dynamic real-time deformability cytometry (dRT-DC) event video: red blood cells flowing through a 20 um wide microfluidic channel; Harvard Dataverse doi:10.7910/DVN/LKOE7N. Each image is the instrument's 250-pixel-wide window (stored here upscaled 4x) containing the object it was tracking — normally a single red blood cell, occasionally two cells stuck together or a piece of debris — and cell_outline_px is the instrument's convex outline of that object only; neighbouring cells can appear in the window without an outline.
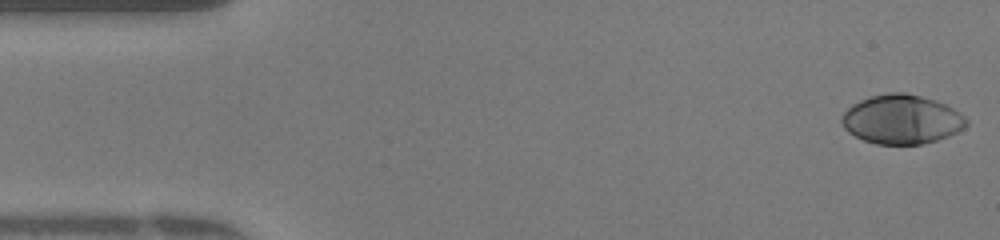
{"species": "human", "species_latin": "Homo sapiens", "temperature_condition": "warm", "stored_images_in_passage": 48, "camera_frame_rate_fps": 3000, "um_per_image_px": 0.085, "donor": {"sex": "female"}, "frame": {"image": 1, "passage_image": 1, "time_ms": 0.0, "image_size_px": [1000, 240], "cell_outline_px": [[968, 124], [964, 128], [948, 136], [936, 140], [920, 144], [876, 144], [864, 140], [848, 132], [844, 128], [840, 120], [844, 112], [852, 104], [860, 100], [872, 96], [888, 92], [904, 92], [936, 100], [952, 108], [964, 116], [968, 120]], "centroid_in_image_um": [76.63, 10.14], "position_along_channel_um": 8.4, "area_um2": 35.6}}
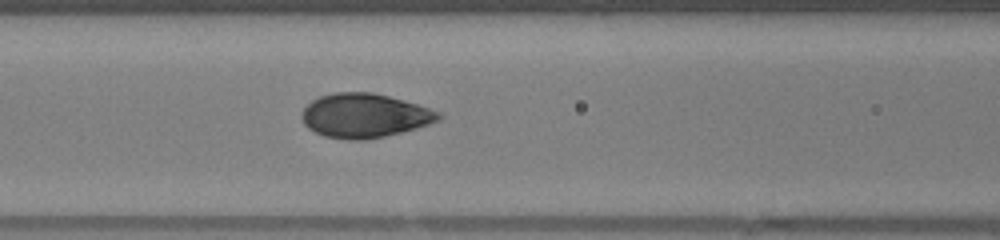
{"frame": {"image": 2, "passage_image": 19, "time_ms": 6.0, "image_size_px": [1000, 240], "cell_outline_px": [[444, 116], [440, 120], [416, 128], [384, 136], [364, 140], [348, 140], [324, 136], [308, 128], [304, 124], [304, 108], [312, 100], [320, 96], [336, 92], [372, 92], [404, 100], [440, 112]], "centroid_in_image_um": [31.01, 9.82], "position_along_channel_um": 135.6, "area_um2": 34.85}}
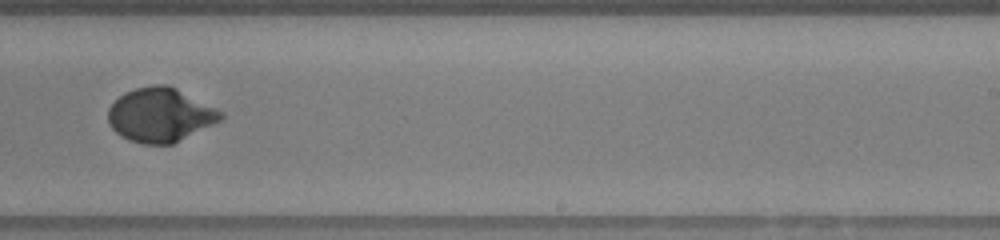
{"frame": {"image": 3, "passage_image": 29, "time_ms": 9.333, "image_size_px": [1000, 240], "cell_outline_px": [[224, 116], [220, 120], [172, 144], [144, 144], [128, 140], [120, 136], [112, 128], [108, 120], [108, 108], [124, 92], [136, 88], [156, 84], [168, 84], [224, 112]], "centroid_in_image_um": [13.6, 9.76], "position_along_channel_um": 275.4, "area_um2": 35.2}, "authors_computed_cell_mechanics": {"area_um2": 34.9401, "velocity_mm_per_s": 4.2085, "shape_relaxation_time_tau1_ms": 3.8945, "shape_relaxation_time_tau2_ms": null, "deformation_change_tau1": 0.2305, "deformation_change_tau2": null}}